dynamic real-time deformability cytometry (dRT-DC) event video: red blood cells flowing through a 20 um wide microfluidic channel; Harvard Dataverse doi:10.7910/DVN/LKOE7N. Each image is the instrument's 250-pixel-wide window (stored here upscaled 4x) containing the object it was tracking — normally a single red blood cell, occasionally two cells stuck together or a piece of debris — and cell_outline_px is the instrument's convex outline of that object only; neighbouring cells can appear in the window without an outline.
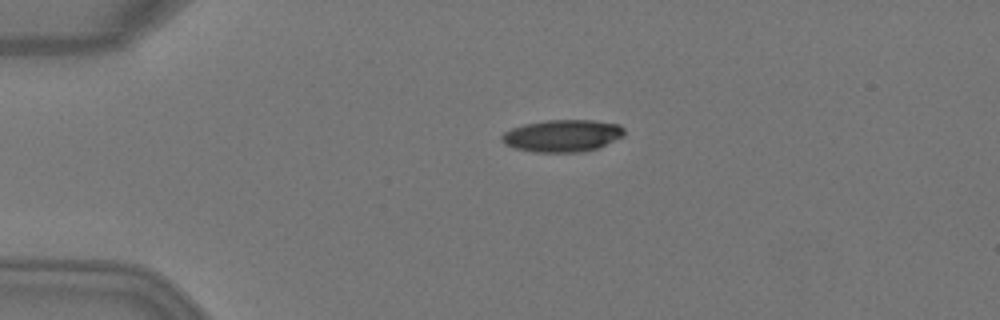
{"species": "Egyptian fruit bat (a non-hibernating species)", "species_latin": "Rousettus aegyptiacus", "temperature_condition": "warm", "stored_images_in_passage": 1, "camera_frame_rate_fps": 3000, "um_per_image_px": 0.085, "animal": {"sex": "female"}, "frame": {"image": 1, "passage_image": 1, "time_ms": 0.0, "image_size_px": [1000, 320], "cell_outline_px": [[624, 136], [596, 148], [584, 152], [532, 152], [516, 148], [504, 144], [500, 140], [500, 136], [504, 132], [512, 128], [524, 124], [544, 120], [592, 120], [620, 124], [624, 128]], "centroid_in_image_um": [47.78, 11.53], "position_along_channel_um": 37.2, "area_um2": 23.06}}